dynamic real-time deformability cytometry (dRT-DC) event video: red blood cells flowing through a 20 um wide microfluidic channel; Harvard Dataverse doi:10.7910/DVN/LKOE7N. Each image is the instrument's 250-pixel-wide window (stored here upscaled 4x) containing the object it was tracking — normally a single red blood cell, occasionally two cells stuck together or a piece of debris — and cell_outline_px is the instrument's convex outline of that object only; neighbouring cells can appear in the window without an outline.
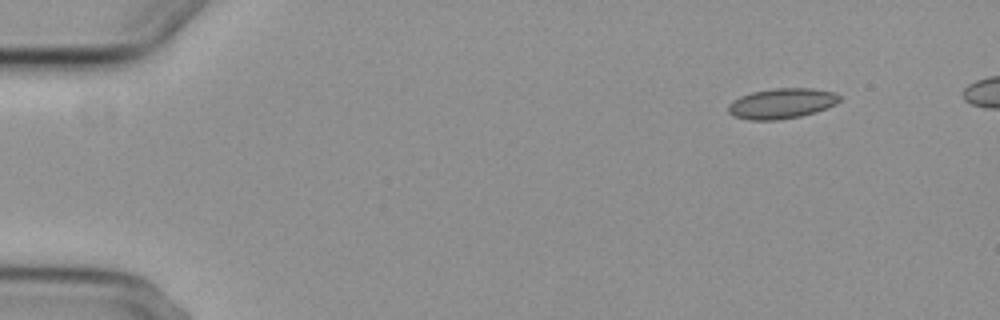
{"species": "common noctule bat (a hibernating species)", "species_latin": "Nyctalus noctula", "temperature_condition": "cold", "stored_images_in_passage": 5, "camera_frame_rate_fps": 3000, "um_per_image_px": 0.085, "animal": {"sex": "female", "body_mass_g": 29.2, "forearm_length_mm": 56.3}, "frame": {"image": 1, "passage_image": 1, "time_ms": 0.0, "image_size_px": [1000, 320], "cell_outline_px": [[840, 100], [836, 104], [828, 108], [816, 112], [800, 116], [776, 120], [748, 120], [732, 116], [728, 112], [728, 104], [732, 100], [740, 96], [752, 92], [776, 88], [812, 88], [836, 92], [840, 96]], "centroid_in_image_um": [66.44, 8.79], "position_along_channel_um": 18.6, "area_um2": 19.88}}